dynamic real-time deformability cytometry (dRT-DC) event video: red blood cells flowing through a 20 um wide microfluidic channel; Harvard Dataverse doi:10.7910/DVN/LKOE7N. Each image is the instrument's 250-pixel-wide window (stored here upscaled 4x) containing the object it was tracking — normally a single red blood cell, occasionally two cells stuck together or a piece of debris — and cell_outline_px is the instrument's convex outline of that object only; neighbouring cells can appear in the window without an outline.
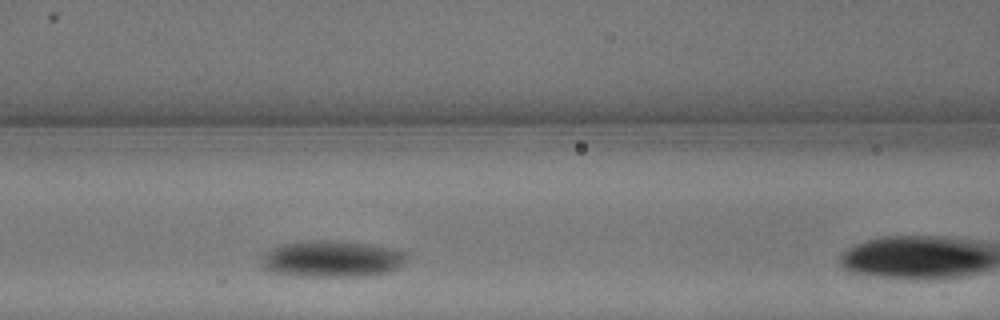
{"species": "common noctule bat (a hibernating species)", "species_latin": "Nyctalus noctula", "temperature_condition": "warm", "stored_images_in_passage": 6, "camera_frame_rate_fps": 3000, "um_per_image_px": 0.085, "animal": {"sex": "male", "body_mass_g": 13.3}, "frame": {"image": 1, "passage_image": 5, "time_ms": 1.333, "image_size_px": [1000, 320], "cell_outline_px": [[408, 256], [404, 264], [400, 268], [388, 272], [372, 276], [300, 276], [272, 272], [264, 268], [260, 264], [260, 256], [268, 248], [276, 244], [308, 240], [340, 240], [372, 244], [400, 248], [408, 252]], "centroid_in_image_um": [28.24, 21.98], "position_along_channel_um": 138.4, "area_um2": 32.19}}